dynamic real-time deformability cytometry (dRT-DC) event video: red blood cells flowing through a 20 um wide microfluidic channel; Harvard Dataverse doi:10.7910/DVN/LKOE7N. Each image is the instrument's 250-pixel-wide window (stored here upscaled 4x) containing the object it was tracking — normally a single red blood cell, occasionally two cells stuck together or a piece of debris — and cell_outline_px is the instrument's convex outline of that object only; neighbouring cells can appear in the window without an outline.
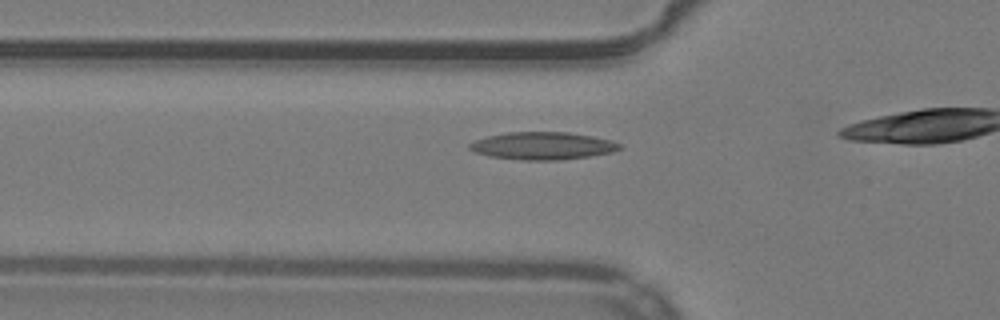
{"species": "common noctule bat (a hibernating species)", "species_latin": "Nyctalus noctula", "temperature_condition": "warm", "stored_images_in_passage": 24, "camera_frame_rate_fps": 3000, "um_per_image_px": 0.085, "animal": {"sex": "male", "body_mass_g": 19.2, "forearm_length_mm": 51.8}, "frame": {"image": 1, "passage_image": 6, "time_ms": 1.667, "image_size_px": [1000, 320], "cell_outline_px": [[624, 148], [612, 152], [588, 156], [560, 160], [520, 160], [488, 156], [476, 152], [468, 148], [468, 144], [476, 140], [488, 136], [508, 132], [568, 132], [592, 136], [612, 140], [620, 144]], "centroid_in_image_um": [46.14, 12.39], "position_along_channel_um": 79.7, "area_um2": 24.1}}
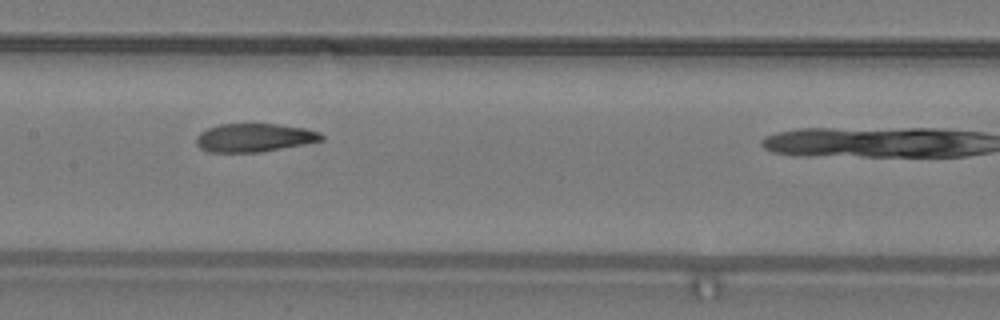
{"frame": {"image": 2, "passage_image": 14, "time_ms": 4.333, "image_size_px": [1000, 320], "cell_outline_px": [[324, 140], [260, 152], [208, 152], [200, 148], [196, 144], [196, 136], [200, 132], [208, 128], [220, 124], [276, 124], [304, 128], [320, 132], [324, 136]], "centroid_in_image_um": [21.59, 11.7], "position_along_channel_um": 185.8, "area_um2": 20.63}}
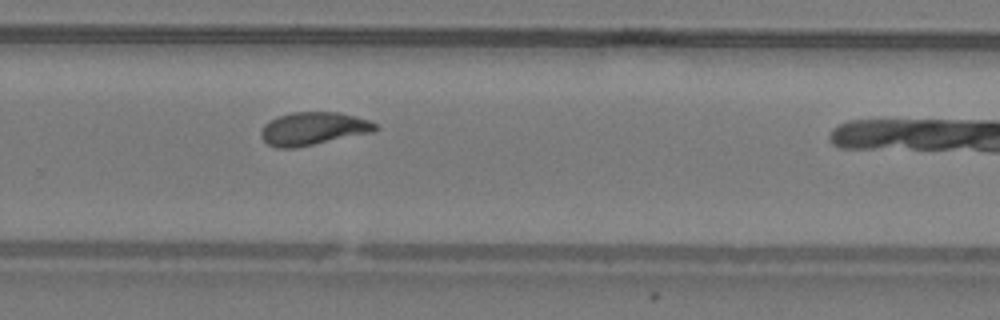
{"frame": {"image": 3, "passage_image": 23, "time_ms": 7.333, "image_size_px": [1000, 320], "cell_outline_px": [[380, 128], [372, 132], [296, 148], [276, 148], [268, 144], [260, 136], [260, 132], [264, 124], [276, 116], [292, 112], [336, 112], [356, 116], [368, 120], [376, 124]], "centroid_in_image_um": [26.59, 10.93], "position_along_channel_um": 303.2, "area_um2": 22.02}}